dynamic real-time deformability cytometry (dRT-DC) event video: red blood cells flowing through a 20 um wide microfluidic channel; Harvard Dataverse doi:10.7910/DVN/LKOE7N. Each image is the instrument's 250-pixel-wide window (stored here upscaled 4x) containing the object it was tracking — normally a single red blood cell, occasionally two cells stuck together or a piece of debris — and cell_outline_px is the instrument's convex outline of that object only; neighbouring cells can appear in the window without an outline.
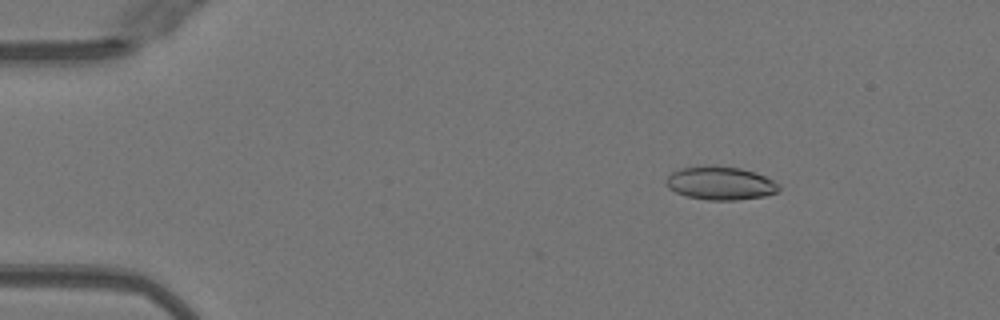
{"species": "Egyptian fruit bat (a non-hibernating species)", "species_latin": "Rousettus aegyptiacus", "temperature_condition": "warm", "stored_images_in_passage": 51, "camera_frame_rate_fps": 3000, "um_per_image_px": 0.085, "animal": {"sex": "female"}, "frame": {"image": 1, "passage_image": 8, "time_ms": 2.333, "image_size_px": [1000, 320], "cell_outline_px": [[780, 188], [776, 192], [764, 196], [736, 200], [708, 200], [688, 196], [676, 192], [668, 188], [664, 184], [664, 180], [672, 172], [680, 168], [740, 168], [756, 172], [780, 184]], "centroid_in_image_um": [61.24, 15.61], "position_along_channel_um": 23.8, "area_um2": 21.27}}
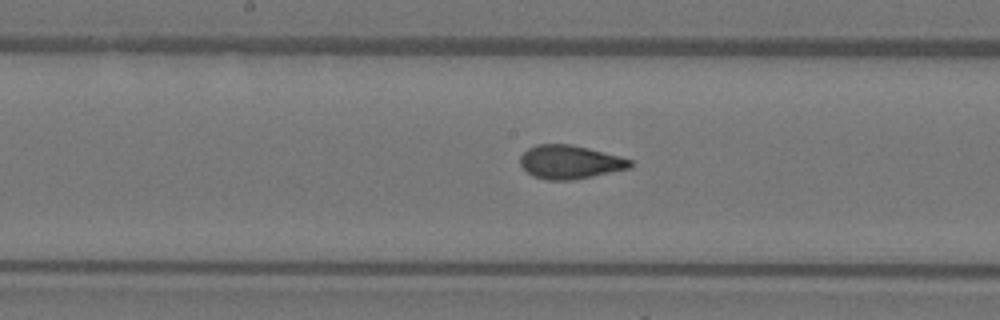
{"frame": {"image": 2, "passage_image": 27, "time_ms": 8.667, "image_size_px": [1000, 320], "cell_outline_px": [[632, 168], [572, 180], [548, 180], [532, 176], [520, 164], [520, 156], [528, 148], [536, 144], [572, 144], [620, 156], [632, 160]], "centroid_in_image_um": [48.45, 13.77], "position_along_channel_um": 199.8, "area_um2": 21.56}}
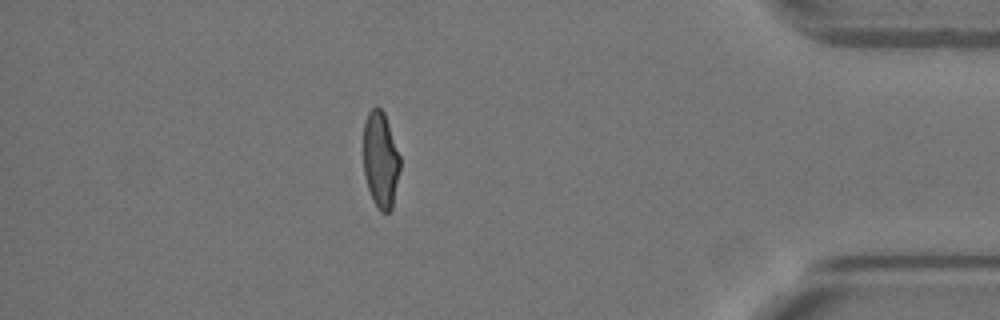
{"frame": {"image": 3, "passage_image": 45, "time_ms": 14.667, "image_size_px": [1000, 320], "cell_outline_px": [[400, 168], [392, 208], [388, 212], [380, 212], [372, 200], [364, 176], [364, 124], [368, 112], [376, 104], [384, 112], [400, 156]], "centroid_in_image_um": [32.34, 13.58], "position_along_channel_um": 402.9, "area_um2": 20.58}, "authors_computed_cell_mechanics": {"area_um2": 21.7328, "velocity_mm_per_s": 4.0634, "shape_relaxation_time_tau1_ms": 11.1733, "shape_relaxation_time_tau2_ms": 0.8258, "deformation_change_tau1": 0.2832, "deformation_change_tau2": 0.0685}}